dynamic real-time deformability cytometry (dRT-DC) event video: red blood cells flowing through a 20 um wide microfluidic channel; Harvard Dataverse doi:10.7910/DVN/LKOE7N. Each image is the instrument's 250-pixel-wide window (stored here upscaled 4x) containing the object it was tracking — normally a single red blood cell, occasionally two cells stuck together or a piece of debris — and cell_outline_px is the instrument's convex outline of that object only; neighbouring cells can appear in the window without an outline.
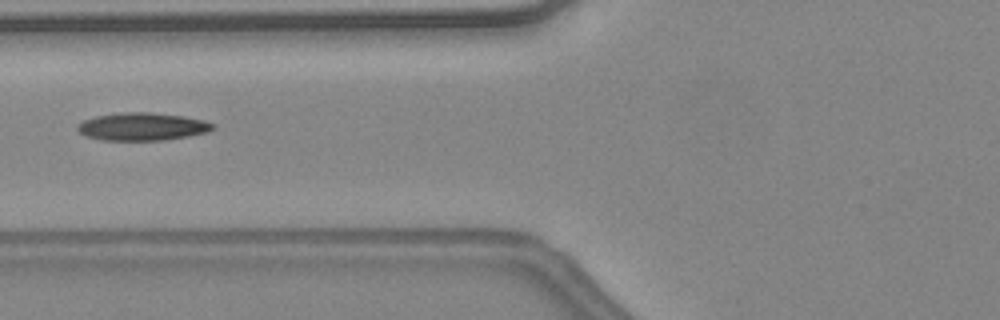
{"species": "common noctule bat (a hibernating species)", "species_latin": "Nyctalus noctula", "temperature_condition": "warm", "stored_images_in_passage": 31, "camera_frame_rate_fps": 3000, "um_per_image_px": 0.085, "animal": {"sex": "female", "body_mass_g": 24.6, "forearm_length_mm": 56.2}, "frame": {"image": 1, "passage_image": 5, "time_ms": 1.333, "image_size_px": [1000, 320], "cell_outline_px": [[216, 128], [208, 132], [188, 136], [164, 140], [100, 140], [84, 136], [76, 128], [76, 124], [84, 120], [96, 116], [120, 112], [148, 112], [184, 116], [204, 120], [216, 124]], "centroid_in_image_um": [12.1, 10.76], "position_along_channel_um": 113.7, "area_um2": 22.14}, "authors_computed_cell_mechanics": {"area_um2": 21.2704, "velocity_mm_per_s": 4.5765, "shape_relaxation_time_tau1_ms": 4.9532, "shape_relaxation_time_tau2_ms": 2.6415, "deformation_change_tau1": 0.2, "deformation_change_tau2": 0.1179}}